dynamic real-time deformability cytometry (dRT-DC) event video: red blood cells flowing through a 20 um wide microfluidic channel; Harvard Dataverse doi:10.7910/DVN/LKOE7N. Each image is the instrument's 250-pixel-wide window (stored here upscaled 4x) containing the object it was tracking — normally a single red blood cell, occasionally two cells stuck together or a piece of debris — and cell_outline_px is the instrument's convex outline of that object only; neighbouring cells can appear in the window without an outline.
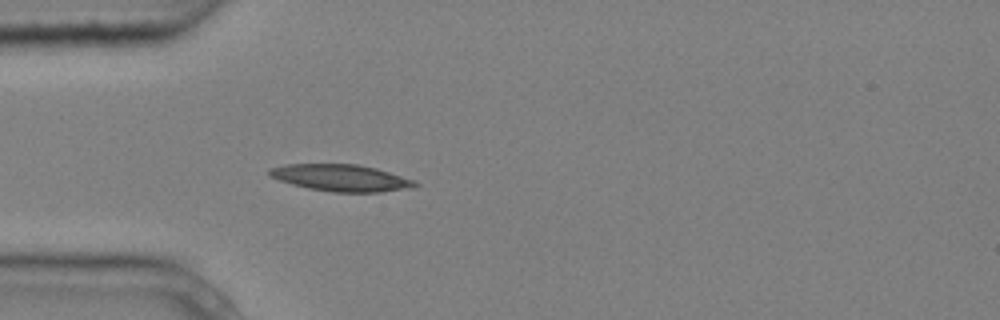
{"species": "common noctule bat (a hibernating species)", "species_latin": "Nyctalus noctula", "temperature_condition": "cold", "stored_images_in_passage": 4, "camera_frame_rate_fps": 3000, "um_per_image_px": 0.085, "animal": {"sex": "male", "body_mass_g": 20.4}, "frame": {"image": 1, "passage_image": 4, "time_ms": 1.0, "image_size_px": [1000, 320], "cell_outline_px": [[420, 184], [412, 188], [380, 192], [332, 192], [308, 188], [292, 184], [268, 176], [268, 168], [288, 164], [356, 164], [376, 168], [416, 180]], "centroid_in_image_um": [29.01, 15.12], "position_along_channel_um": 56.0, "area_um2": 22.83}}